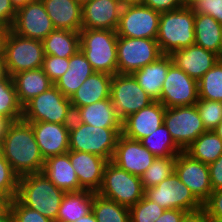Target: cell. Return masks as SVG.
<instances>
[{
	"label": "cell",
	"mask_w": 222,
	"mask_h": 222,
	"mask_svg": "<svg viewBox=\"0 0 222 222\" xmlns=\"http://www.w3.org/2000/svg\"><path fill=\"white\" fill-rule=\"evenodd\" d=\"M0 150L19 177L43 171L45 160L32 126L22 119L8 123L0 142Z\"/></svg>",
	"instance_id": "obj_1"
},
{
	"label": "cell",
	"mask_w": 222,
	"mask_h": 222,
	"mask_svg": "<svg viewBox=\"0 0 222 222\" xmlns=\"http://www.w3.org/2000/svg\"><path fill=\"white\" fill-rule=\"evenodd\" d=\"M65 192L43 172L19 177L17 199L26 207L56 222Z\"/></svg>",
	"instance_id": "obj_2"
},
{
	"label": "cell",
	"mask_w": 222,
	"mask_h": 222,
	"mask_svg": "<svg viewBox=\"0 0 222 222\" xmlns=\"http://www.w3.org/2000/svg\"><path fill=\"white\" fill-rule=\"evenodd\" d=\"M195 12L189 6L160 13L157 42L162 54L187 48L195 43Z\"/></svg>",
	"instance_id": "obj_3"
},
{
	"label": "cell",
	"mask_w": 222,
	"mask_h": 222,
	"mask_svg": "<svg viewBox=\"0 0 222 222\" xmlns=\"http://www.w3.org/2000/svg\"><path fill=\"white\" fill-rule=\"evenodd\" d=\"M80 49L95 72L117 73V33L115 30L81 29Z\"/></svg>",
	"instance_id": "obj_4"
},
{
	"label": "cell",
	"mask_w": 222,
	"mask_h": 222,
	"mask_svg": "<svg viewBox=\"0 0 222 222\" xmlns=\"http://www.w3.org/2000/svg\"><path fill=\"white\" fill-rule=\"evenodd\" d=\"M122 128H100L76 121L69 127V150L87 152L111 161Z\"/></svg>",
	"instance_id": "obj_5"
},
{
	"label": "cell",
	"mask_w": 222,
	"mask_h": 222,
	"mask_svg": "<svg viewBox=\"0 0 222 222\" xmlns=\"http://www.w3.org/2000/svg\"><path fill=\"white\" fill-rule=\"evenodd\" d=\"M73 115L70 99L53 85L23 106L22 120L26 122L71 124Z\"/></svg>",
	"instance_id": "obj_6"
},
{
	"label": "cell",
	"mask_w": 222,
	"mask_h": 222,
	"mask_svg": "<svg viewBox=\"0 0 222 222\" xmlns=\"http://www.w3.org/2000/svg\"><path fill=\"white\" fill-rule=\"evenodd\" d=\"M103 197L125 207H132L144 197L141 178L108 161L104 168L101 187L97 191Z\"/></svg>",
	"instance_id": "obj_7"
},
{
	"label": "cell",
	"mask_w": 222,
	"mask_h": 222,
	"mask_svg": "<svg viewBox=\"0 0 222 222\" xmlns=\"http://www.w3.org/2000/svg\"><path fill=\"white\" fill-rule=\"evenodd\" d=\"M44 56L42 41L24 38L10 31L3 58L10 77L22 71L41 68Z\"/></svg>",
	"instance_id": "obj_8"
},
{
	"label": "cell",
	"mask_w": 222,
	"mask_h": 222,
	"mask_svg": "<svg viewBox=\"0 0 222 222\" xmlns=\"http://www.w3.org/2000/svg\"><path fill=\"white\" fill-rule=\"evenodd\" d=\"M144 196L165 210L179 209L189 213L203 209V204L179 179L175 171L157 186L145 189Z\"/></svg>",
	"instance_id": "obj_9"
},
{
	"label": "cell",
	"mask_w": 222,
	"mask_h": 222,
	"mask_svg": "<svg viewBox=\"0 0 222 222\" xmlns=\"http://www.w3.org/2000/svg\"><path fill=\"white\" fill-rule=\"evenodd\" d=\"M162 53L156 39L117 37V73L132 74Z\"/></svg>",
	"instance_id": "obj_10"
},
{
	"label": "cell",
	"mask_w": 222,
	"mask_h": 222,
	"mask_svg": "<svg viewBox=\"0 0 222 222\" xmlns=\"http://www.w3.org/2000/svg\"><path fill=\"white\" fill-rule=\"evenodd\" d=\"M164 125L182 151H185L193 141L207 131L195 104L166 108Z\"/></svg>",
	"instance_id": "obj_11"
},
{
	"label": "cell",
	"mask_w": 222,
	"mask_h": 222,
	"mask_svg": "<svg viewBox=\"0 0 222 222\" xmlns=\"http://www.w3.org/2000/svg\"><path fill=\"white\" fill-rule=\"evenodd\" d=\"M110 98L122 121L154 101L132 74L119 73L112 75Z\"/></svg>",
	"instance_id": "obj_12"
},
{
	"label": "cell",
	"mask_w": 222,
	"mask_h": 222,
	"mask_svg": "<svg viewBox=\"0 0 222 222\" xmlns=\"http://www.w3.org/2000/svg\"><path fill=\"white\" fill-rule=\"evenodd\" d=\"M159 21L160 12L146 5L124 6L116 33L121 37L156 39Z\"/></svg>",
	"instance_id": "obj_13"
},
{
	"label": "cell",
	"mask_w": 222,
	"mask_h": 222,
	"mask_svg": "<svg viewBox=\"0 0 222 222\" xmlns=\"http://www.w3.org/2000/svg\"><path fill=\"white\" fill-rule=\"evenodd\" d=\"M198 99V81L173 64L163 82L158 101L166 108H172L194 105Z\"/></svg>",
	"instance_id": "obj_14"
},
{
	"label": "cell",
	"mask_w": 222,
	"mask_h": 222,
	"mask_svg": "<svg viewBox=\"0 0 222 222\" xmlns=\"http://www.w3.org/2000/svg\"><path fill=\"white\" fill-rule=\"evenodd\" d=\"M55 27L42 0L29 3L16 11L11 31L21 37L43 41Z\"/></svg>",
	"instance_id": "obj_15"
},
{
	"label": "cell",
	"mask_w": 222,
	"mask_h": 222,
	"mask_svg": "<svg viewBox=\"0 0 222 222\" xmlns=\"http://www.w3.org/2000/svg\"><path fill=\"white\" fill-rule=\"evenodd\" d=\"M174 171L202 204L208 199L213 191L208 164L192 158L185 151H181L176 156Z\"/></svg>",
	"instance_id": "obj_16"
},
{
	"label": "cell",
	"mask_w": 222,
	"mask_h": 222,
	"mask_svg": "<svg viewBox=\"0 0 222 222\" xmlns=\"http://www.w3.org/2000/svg\"><path fill=\"white\" fill-rule=\"evenodd\" d=\"M155 158L139 140H133L121 134L111 161L128 173L141 177Z\"/></svg>",
	"instance_id": "obj_17"
},
{
	"label": "cell",
	"mask_w": 222,
	"mask_h": 222,
	"mask_svg": "<svg viewBox=\"0 0 222 222\" xmlns=\"http://www.w3.org/2000/svg\"><path fill=\"white\" fill-rule=\"evenodd\" d=\"M165 110L162 103L153 101L122 121V135L139 141L151 135L164 124Z\"/></svg>",
	"instance_id": "obj_18"
},
{
	"label": "cell",
	"mask_w": 222,
	"mask_h": 222,
	"mask_svg": "<svg viewBox=\"0 0 222 222\" xmlns=\"http://www.w3.org/2000/svg\"><path fill=\"white\" fill-rule=\"evenodd\" d=\"M69 159L79 181V191L97 193L108 160L95 154L69 150Z\"/></svg>",
	"instance_id": "obj_19"
},
{
	"label": "cell",
	"mask_w": 222,
	"mask_h": 222,
	"mask_svg": "<svg viewBox=\"0 0 222 222\" xmlns=\"http://www.w3.org/2000/svg\"><path fill=\"white\" fill-rule=\"evenodd\" d=\"M31 124L40 152L47 158L69 151L70 124L28 122Z\"/></svg>",
	"instance_id": "obj_20"
},
{
	"label": "cell",
	"mask_w": 222,
	"mask_h": 222,
	"mask_svg": "<svg viewBox=\"0 0 222 222\" xmlns=\"http://www.w3.org/2000/svg\"><path fill=\"white\" fill-rule=\"evenodd\" d=\"M122 8L118 0H91L82 6V29L116 31Z\"/></svg>",
	"instance_id": "obj_21"
},
{
	"label": "cell",
	"mask_w": 222,
	"mask_h": 222,
	"mask_svg": "<svg viewBox=\"0 0 222 222\" xmlns=\"http://www.w3.org/2000/svg\"><path fill=\"white\" fill-rule=\"evenodd\" d=\"M170 55L177 68L197 81L218 62L216 53L196 44L173 51Z\"/></svg>",
	"instance_id": "obj_22"
},
{
	"label": "cell",
	"mask_w": 222,
	"mask_h": 222,
	"mask_svg": "<svg viewBox=\"0 0 222 222\" xmlns=\"http://www.w3.org/2000/svg\"><path fill=\"white\" fill-rule=\"evenodd\" d=\"M112 75L94 72L69 98L73 112L80 107L110 98Z\"/></svg>",
	"instance_id": "obj_23"
},
{
	"label": "cell",
	"mask_w": 222,
	"mask_h": 222,
	"mask_svg": "<svg viewBox=\"0 0 222 222\" xmlns=\"http://www.w3.org/2000/svg\"><path fill=\"white\" fill-rule=\"evenodd\" d=\"M173 65L170 54H162L154 62L132 73L141 88L154 100L161 96L163 82L169 68Z\"/></svg>",
	"instance_id": "obj_24"
},
{
	"label": "cell",
	"mask_w": 222,
	"mask_h": 222,
	"mask_svg": "<svg viewBox=\"0 0 222 222\" xmlns=\"http://www.w3.org/2000/svg\"><path fill=\"white\" fill-rule=\"evenodd\" d=\"M55 29L80 32L82 6L76 0H42Z\"/></svg>",
	"instance_id": "obj_25"
},
{
	"label": "cell",
	"mask_w": 222,
	"mask_h": 222,
	"mask_svg": "<svg viewBox=\"0 0 222 222\" xmlns=\"http://www.w3.org/2000/svg\"><path fill=\"white\" fill-rule=\"evenodd\" d=\"M73 118L93 127L122 128V120L116 113L111 98L77 108Z\"/></svg>",
	"instance_id": "obj_26"
},
{
	"label": "cell",
	"mask_w": 222,
	"mask_h": 222,
	"mask_svg": "<svg viewBox=\"0 0 222 222\" xmlns=\"http://www.w3.org/2000/svg\"><path fill=\"white\" fill-rule=\"evenodd\" d=\"M46 177L65 193L79 192V181L69 159L65 154L47 158L42 171Z\"/></svg>",
	"instance_id": "obj_27"
},
{
	"label": "cell",
	"mask_w": 222,
	"mask_h": 222,
	"mask_svg": "<svg viewBox=\"0 0 222 222\" xmlns=\"http://www.w3.org/2000/svg\"><path fill=\"white\" fill-rule=\"evenodd\" d=\"M68 67V70L54 83V85L64 96L70 98L95 71L87 61L81 49L69 57Z\"/></svg>",
	"instance_id": "obj_28"
},
{
	"label": "cell",
	"mask_w": 222,
	"mask_h": 222,
	"mask_svg": "<svg viewBox=\"0 0 222 222\" xmlns=\"http://www.w3.org/2000/svg\"><path fill=\"white\" fill-rule=\"evenodd\" d=\"M12 79L22 106L54 85L42 68L19 72Z\"/></svg>",
	"instance_id": "obj_29"
},
{
	"label": "cell",
	"mask_w": 222,
	"mask_h": 222,
	"mask_svg": "<svg viewBox=\"0 0 222 222\" xmlns=\"http://www.w3.org/2000/svg\"><path fill=\"white\" fill-rule=\"evenodd\" d=\"M195 43L217 55L222 49V24L207 14H195Z\"/></svg>",
	"instance_id": "obj_30"
},
{
	"label": "cell",
	"mask_w": 222,
	"mask_h": 222,
	"mask_svg": "<svg viewBox=\"0 0 222 222\" xmlns=\"http://www.w3.org/2000/svg\"><path fill=\"white\" fill-rule=\"evenodd\" d=\"M95 192L82 190L64 194L58 209L56 222H75L92 211V200Z\"/></svg>",
	"instance_id": "obj_31"
},
{
	"label": "cell",
	"mask_w": 222,
	"mask_h": 222,
	"mask_svg": "<svg viewBox=\"0 0 222 222\" xmlns=\"http://www.w3.org/2000/svg\"><path fill=\"white\" fill-rule=\"evenodd\" d=\"M44 54L69 58L80 49L79 32L55 29L42 41Z\"/></svg>",
	"instance_id": "obj_32"
},
{
	"label": "cell",
	"mask_w": 222,
	"mask_h": 222,
	"mask_svg": "<svg viewBox=\"0 0 222 222\" xmlns=\"http://www.w3.org/2000/svg\"><path fill=\"white\" fill-rule=\"evenodd\" d=\"M185 152L202 163L210 164L222 155V139L214 131H205Z\"/></svg>",
	"instance_id": "obj_33"
},
{
	"label": "cell",
	"mask_w": 222,
	"mask_h": 222,
	"mask_svg": "<svg viewBox=\"0 0 222 222\" xmlns=\"http://www.w3.org/2000/svg\"><path fill=\"white\" fill-rule=\"evenodd\" d=\"M23 106L20 104L12 77L6 74L0 78V115L9 122L22 119Z\"/></svg>",
	"instance_id": "obj_34"
},
{
	"label": "cell",
	"mask_w": 222,
	"mask_h": 222,
	"mask_svg": "<svg viewBox=\"0 0 222 222\" xmlns=\"http://www.w3.org/2000/svg\"><path fill=\"white\" fill-rule=\"evenodd\" d=\"M92 212L97 222H130L129 208L122 206L114 200L94 194Z\"/></svg>",
	"instance_id": "obj_35"
},
{
	"label": "cell",
	"mask_w": 222,
	"mask_h": 222,
	"mask_svg": "<svg viewBox=\"0 0 222 222\" xmlns=\"http://www.w3.org/2000/svg\"><path fill=\"white\" fill-rule=\"evenodd\" d=\"M140 142L155 157H176L182 151L164 124Z\"/></svg>",
	"instance_id": "obj_36"
},
{
	"label": "cell",
	"mask_w": 222,
	"mask_h": 222,
	"mask_svg": "<svg viewBox=\"0 0 222 222\" xmlns=\"http://www.w3.org/2000/svg\"><path fill=\"white\" fill-rule=\"evenodd\" d=\"M198 97L222 102V65L219 62L198 80Z\"/></svg>",
	"instance_id": "obj_37"
},
{
	"label": "cell",
	"mask_w": 222,
	"mask_h": 222,
	"mask_svg": "<svg viewBox=\"0 0 222 222\" xmlns=\"http://www.w3.org/2000/svg\"><path fill=\"white\" fill-rule=\"evenodd\" d=\"M176 157H156L152 165L140 177L144 190L157 186L174 172Z\"/></svg>",
	"instance_id": "obj_38"
},
{
	"label": "cell",
	"mask_w": 222,
	"mask_h": 222,
	"mask_svg": "<svg viewBox=\"0 0 222 222\" xmlns=\"http://www.w3.org/2000/svg\"><path fill=\"white\" fill-rule=\"evenodd\" d=\"M19 176L10 163L0 154V195L9 202L17 197Z\"/></svg>",
	"instance_id": "obj_39"
},
{
	"label": "cell",
	"mask_w": 222,
	"mask_h": 222,
	"mask_svg": "<svg viewBox=\"0 0 222 222\" xmlns=\"http://www.w3.org/2000/svg\"><path fill=\"white\" fill-rule=\"evenodd\" d=\"M164 211V208L144 196L129 208L130 222H155Z\"/></svg>",
	"instance_id": "obj_40"
},
{
	"label": "cell",
	"mask_w": 222,
	"mask_h": 222,
	"mask_svg": "<svg viewBox=\"0 0 222 222\" xmlns=\"http://www.w3.org/2000/svg\"><path fill=\"white\" fill-rule=\"evenodd\" d=\"M195 105L205 129L214 131L222 121V102L198 99Z\"/></svg>",
	"instance_id": "obj_41"
},
{
	"label": "cell",
	"mask_w": 222,
	"mask_h": 222,
	"mask_svg": "<svg viewBox=\"0 0 222 222\" xmlns=\"http://www.w3.org/2000/svg\"><path fill=\"white\" fill-rule=\"evenodd\" d=\"M9 208L14 222H55L38 211L24 206L17 198L9 202Z\"/></svg>",
	"instance_id": "obj_42"
},
{
	"label": "cell",
	"mask_w": 222,
	"mask_h": 222,
	"mask_svg": "<svg viewBox=\"0 0 222 222\" xmlns=\"http://www.w3.org/2000/svg\"><path fill=\"white\" fill-rule=\"evenodd\" d=\"M68 66L69 58L45 55L41 68L54 84L68 70Z\"/></svg>",
	"instance_id": "obj_43"
},
{
	"label": "cell",
	"mask_w": 222,
	"mask_h": 222,
	"mask_svg": "<svg viewBox=\"0 0 222 222\" xmlns=\"http://www.w3.org/2000/svg\"><path fill=\"white\" fill-rule=\"evenodd\" d=\"M191 8L195 14H207L222 24V0H197Z\"/></svg>",
	"instance_id": "obj_44"
},
{
	"label": "cell",
	"mask_w": 222,
	"mask_h": 222,
	"mask_svg": "<svg viewBox=\"0 0 222 222\" xmlns=\"http://www.w3.org/2000/svg\"><path fill=\"white\" fill-rule=\"evenodd\" d=\"M203 210L212 222H222V190L212 191L203 203Z\"/></svg>",
	"instance_id": "obj_45"
},
{
	"label": "cell",
	"mask_w": 222,
	"mask_h": 222,
	"mask_svg": "<svg viewBox=\"0 0 222 222\" xmlns=\"http://www.w3.org/2000/svg\"><path fill=\"white\" fill-rule=\"evenodd\" d=\"M142 4L160 13L174 11L185 5L184 0H142Z\"/></svg>",
	"instance_id": "obj_46"
},
{
	"label": "cell",
	"mask_w": 222,
	"mask_h": 222,
	"mask_svg": "<svg viewBox=\"0 0 222 222\" xmlns=\"http://www.w3.org/2000/svg\"><path fill=\"white\" fill-rule=\"evenodd\" d=\"M212 190H222V155L208 164Z\"/></svg>",
	"instance_id": "obj_47"
},
{
	"label": "cell",
	"mask_w": 222,
	"mask_h": 222,
	"mask_svg": "<svg viewBox=\"0 0 222 222\" xmlns=\"http://www.w3.org/2000/svg\"><path fill=\"white\" fill-rule=\"evenodd\" d=\"M16 11L10 0H0V24L11 28Z\"/></svg>",
	"instance_id": "obj_48"
},
{
	"label": "cell",
	"mask_w": 222,
	"mask_h": 222,
	"mask_svg": "<svg viewBox=\"0 0 222 222\" xmlns=\"http://www.w3.org/2000/svg\"><path fill=\"white\" fill-rule=\"evenodd\" d=\"M187 213L179 209H166L155 222H181Z\"/></svg>",
	"instance_id": "obj_49"
},
{
	"label": "cell",
	"mask_w": 222,
	"mask_h": 222,
	"mask_svg": "<svg viewBox=\"0 0 222 222\" xmlns=\"http://www.w3.org/2000/svg\"><path fill=\"white\" fill-rule=\"evenodd\" d=\"M181 222H212L207 213L201 209L187 213Z\"/></svg>",
	"instance_id": "obj_50"
},
{
	"label": "cell",
	"mask_w": 222,
	"mask_h": 222,
	"mask_svg": "<svg viewBox=\"0 0 222 222\" xmlns=\"http://www.w3.org/2000/svg\"><path fill=\"white\" fill-rule=\"evenodd\" d=\"M10 31H11L10 27L0 24V57H4L5 43Z\"/></svg>",
	"instance_id": "obj_51"
},
{
	"label": "cell",
	"mask_w": 222,
	"mask_h": 222,
	"mask_svg": "<svg viewBox=\"0 0 222 222\" xmlns=\"http://www.w3.org/2000/svg\"><path fill=\"white\" fill-rule=\"evenodd\" d=\"M0 222H14L9 206L0 214Z\"/></svg>",
	"instance_id": "obj_52"
},
{
	"label": "cell",
	"mask_w": 222,
	"mask_h": 222,
	"mask_svg": "<svg viewBox=\"0 0 222 222\" xmlns=\"http://www.w3.org/2000/svg\"><path fill=\"white\" fill-rule=\"evenodd\" d=\"M12 5L16 10H18L21 7L26 6L29 3L35 2L37 0H10Z\"/></svg>",
	"instance_id": "obj_53"
},
{
	"label": "cell",
	"mask_w": 222,
	"mask_h": 222,
	"mask_svg": "<svg viewBox=\"0 0 222 222\" xmlns=\"http://www.w3.org/2000/svg\"><path fill=\"white\" fill-rule=\"evenodd\" d=\"M75 222H97L96 221V217L93 214V212L91 211L89 214H87L86 216H83L81 218H79L77 221Z\"/></svg>",
	"instance_id": "obj_54"
},
{
	"label": "cell",
	"mask_w": 222,
	"mask_h": 222,
	"mask_svg": "<svg viewBox=\"0 0 222 222\" xmlns=\"http://www.w3.org/2000/svg\"><path fill=\"white\" fill-rule=\"evenodd\" d=\"M9 121H7L5 118H3L1 115H0V142L2 140V137L5 133V129H6V126L8 125Z\"/></svg>",
	"instance_id": "obj_55"
},
{
	"label": "cell",
	"mask_w": 222,
	"mask_h": 222,
	"mask_svg": "<svg viewBox=\"0 0 222 222\" xmlns=\"http://www.w3.org/2000/svg\"><path fill=\"white\" fill-rule=\"evenodd\" d=\"M118 1L121 3L123 7L142 4V0H118Z\"/></svg>",
	"instance_id": "obj_56"
},
{
	"label": "cell",
	"mask_w": 222,
	"mask_h": 222,
	"mask_svg": "<svg viewBox=\"0 0 222 222\" xmlns=\"http://www.w3.org/2000/svg\"><path fill=\"white\" fill-rule=\"evenodd\" d=\"M9 206V201L0 195V214Z\"/></svg>",
	"instance_id": "obj_57"
},
{
	"label": "cell",
	"mask_w": 222,
	"mask_h": 222,
	"mask_svg": "<svg viewBox=\"0 0 222 222\" xmlns=\"http://www.w3.org/2000/svg\"><path fill=\"white\" fill-rule=\"evenodd\" d=\"M3 58L4 57H0V78H3L7 74Z\"/></svg>",
	"instance_id": "obj_58"
},
{
	"label": "cell",
	"mask_w": 222,
	"mask_h": 222,
	"mask_svg": "<svg viewBox=\"0 0 222 222\" xmlns=\"http://www.w3.org/2000/svg\"><path fill=\"white\" fill-rule=\"evenodd\" d=\"M214 132L222 139V121L219 125L214 129Z\"/></svg>",
	"instance_id": "obj_59"
},
{
	"label": "cell",
	"mask_w": 222,
	"mask_h": 222,
	"mask_svg": "<svg viewBox=\"0 0 222 222\" xmlns=\"http://www.w3.org/2000/svg\"><path fill=\"white\" fill-rule=\"evenodd\" d=\"M197 0H184L186 6L191 7Z\"/></svg>",
	"instance_id": "obj_60"
},
{
	"label": "cell",
	"mask_w": 222,
	"mask_h": 222,
	"mask_svg": "<svg viewBox=\"0 0 222 222\" xmlns=\"http://www.w3.org/2000/svg\"><path fill=\"white\" fill-rule=\"evenodd\" d=\"M81 6H83L84 4L90 2L91 0H76Z\"/></svg>",
	"instance_id": "obj_61"
},
{
	"label": "cell",
	"mask_w": 222,
	"mask_h": 222,
	"mask_svg": "<svg viewBox=\"0 0 222 222\" xmlns=\"http://www.w3.org/2000/svg\"><path fill=\"white\" fill-rule=\"evenodd\" d=\"M218 62L222 65V49L220 50V53L218 54Z\"/></svg>",
	"instance_id": "obj_62"
}]
</instances>
